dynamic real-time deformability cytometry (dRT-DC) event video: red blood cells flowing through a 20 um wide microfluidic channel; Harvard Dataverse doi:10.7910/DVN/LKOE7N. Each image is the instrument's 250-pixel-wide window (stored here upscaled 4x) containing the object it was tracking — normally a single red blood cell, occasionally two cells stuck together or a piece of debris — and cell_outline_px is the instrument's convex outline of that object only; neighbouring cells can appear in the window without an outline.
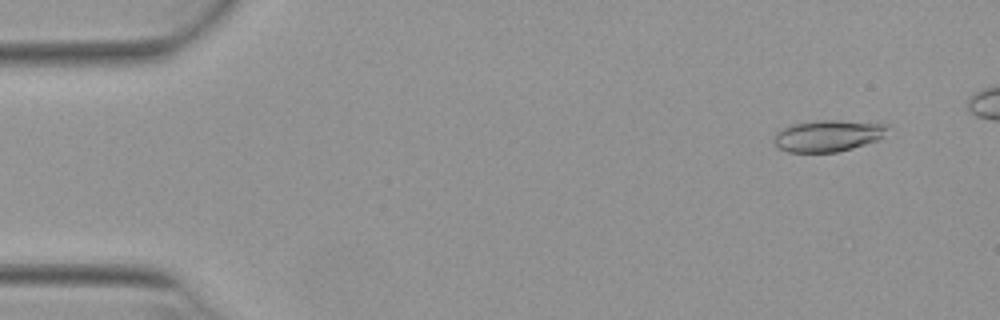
{"species": "Egyptian fruit bat (a non-hibernating species)", "species_latin": "Rousettus aegyptiacus", "temperature_condition": "warm", "stored_images_in_passage": 24, "camera_frame_rate_fps": 3000, "um_per_image_px": 0.085, "animal": {"sex": "female"}, "frame": {"image": 1, "passage_image": 4, "time_ms": 1.0, "image_size_px": [1000, 320], "cell_outline_px": [[888, 128], [876, 140], [852, 148], [836, 152], [788, 152], [780, 148], [776, 144], [776, 132], [784, 128], [796, 124], [820, 120], [836, 120], [888, 124]], "centroid_in_image_um": [70.38, 11.54], "position_along_channel_um": 14.6, "area_um2": 20.23}}
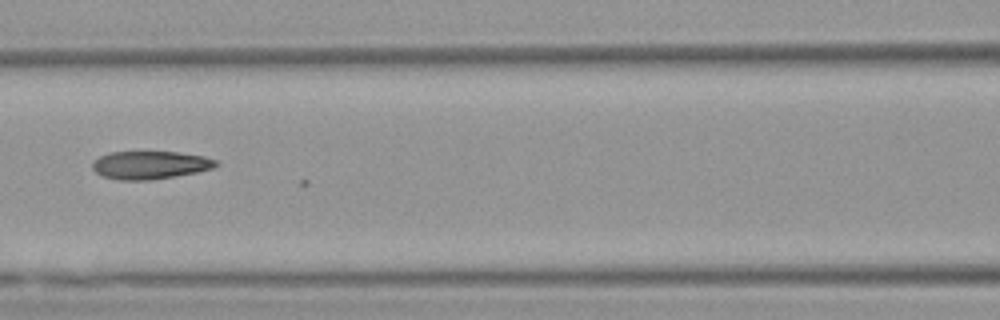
{"frame": {"image": 2, "passage_image": 23, "time_ms": 7.333, "image_size_px": [1000, 320], "cell_outline_px": [[220, 164], [212, 168], [196, 172], [152, 180], [120, 180], [104, 176], [96, 172], [92, 168], [92, 160], [108, 152], [176, 152], [204, 156], [216, 160]], "centroid_in_image_um": [12.74, 14.02], "position_along_channel_um": 153.9, "area_um2": 20.11}}